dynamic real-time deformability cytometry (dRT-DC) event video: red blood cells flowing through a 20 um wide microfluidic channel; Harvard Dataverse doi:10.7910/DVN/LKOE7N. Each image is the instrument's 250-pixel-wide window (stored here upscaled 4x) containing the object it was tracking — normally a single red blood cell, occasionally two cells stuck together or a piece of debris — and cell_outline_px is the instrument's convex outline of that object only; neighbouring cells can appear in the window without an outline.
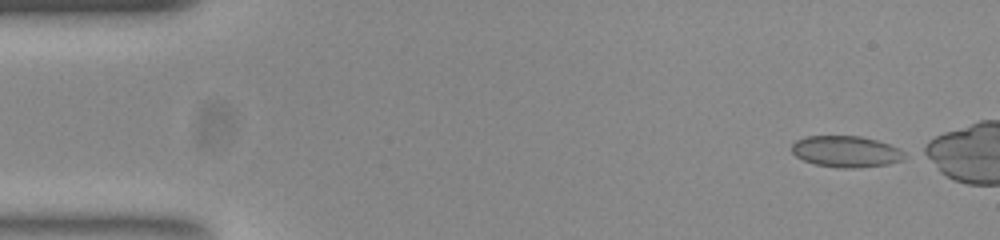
{"species": "common noctule bat (a hibernating species)", "species_latin": "Nyctalus noctula", "temperature_condition": "room temperature", "stored_images_in_passage": 44, "camera_frame_rate_fps": 3000, "um_per_image_px": 0.085, "animal": {"sex": "female", "body_mass_g": 23.0, "forearm_length_mm": 53.4}, "frame": {"image": 1, "passage_image": 1, "time_ms": 0.0, "image_size_px": [1000, 240], "cell_outline_px": [[904, 160], [888, 164], [860, 168], [836, 168], [816, 164], [804, 160], [796, 156], [792, 152], [792, 144], [796, 140], [808, 136], [860, 136], [876, 140], [888, 144], [904, 152]], "centroid_in_image_um": [71.9, 12.89], "position_along_channel_um": 13.1, "area_um2": 20.52}}
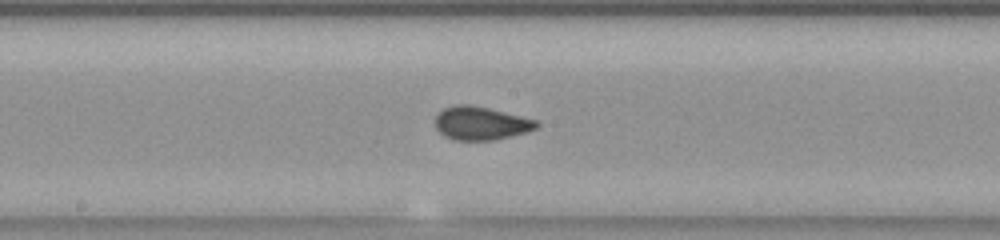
{"frame": {"image": 2, "passage_image": 25, "time_ms": 8.0, "image_size_px": [1000, 240], "cell_outline_px": [[540, 124], [536, 128], [524, 132], [492, 140], [456, 140], [440, 132], [436, 128], [436, 116], [444, 108], [452, 104], [468, 104], [488, 108], [536, 120]], "centroid_in_image_um": [40.85, 10.46], "position_along_channel_um": 207.4, "area_um2": 19.25}}
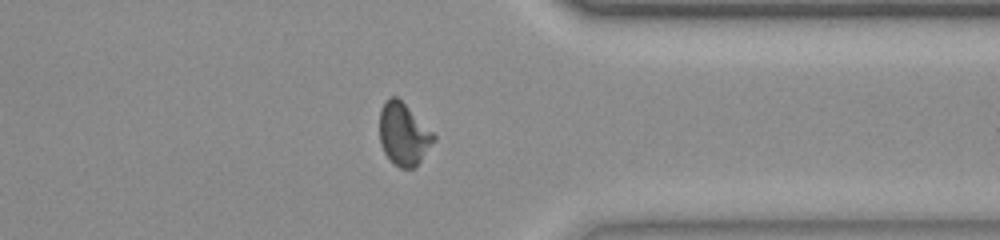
{"frame": {"image": 3, "passage_image": 39, "time_ms": 12.667, "image_size_px": [1000, 240], "cell_outline_px": [[436, 140], [420, 160], [412, 168], [400, 168], [384, 152], [380, 140], [380, 112], [384, 104], [392, 96], [396, 96], [436, 136]], "centroid_in_image_um": [34.3, 11.41], "position_along_channel_um": 377.1, "area_um2": 18.9}, "authors_computed_cell_mechanics": {"area_um2": 19.2763, "velocity_mm_per_s": 3.8082, "shape_relaxation_time_tau1_ms": 6.7575, "shape_relaxation_time_tau2_ms": null, "deformation_change_tau1": 0.1536, "deformation_change_tau2": null}}